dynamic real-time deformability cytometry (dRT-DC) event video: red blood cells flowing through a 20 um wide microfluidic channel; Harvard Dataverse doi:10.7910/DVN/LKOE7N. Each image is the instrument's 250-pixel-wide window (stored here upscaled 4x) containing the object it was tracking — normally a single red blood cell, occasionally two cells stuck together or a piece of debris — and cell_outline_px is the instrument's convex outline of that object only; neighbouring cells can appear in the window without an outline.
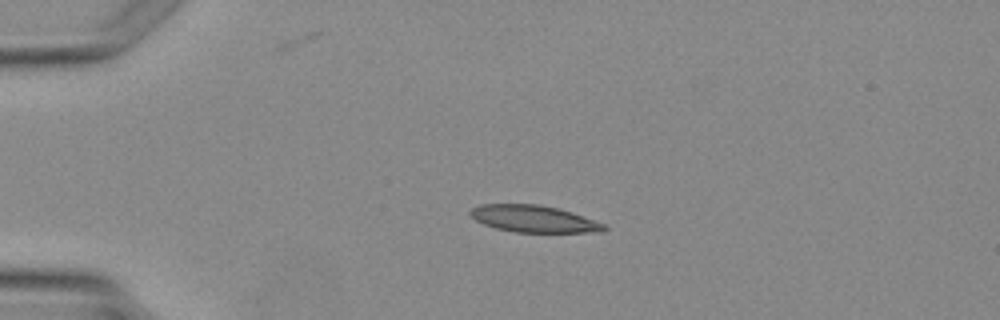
{"species": "Egyptian fruit bat (a non-hibernating species)", "species_latin": "Rousettus aegyptiacus", "temperature_condition": "warm", "stored_images_in_passage": 2, "camera_frame_rate_fps": 3000, "um_per_image_px": 0.085, "animal": {"sex": "female"}, "frame": {"image": 1, "passage_image": 2, "time_ms": 1.0, "image_size_px": [1000, 320], "cell_outline_px": [[608, 228], [604, 232], [516, 232], [496, 228], [484, 224], [476, 220], [468, 212], [472, 208], [480, 204], [540, 204], [572, 212], [604, 224]], "centroid_in_image_um": [45.37, 18.6], "position_along_channel_um": 39.6, "area_um2": 20.87}}